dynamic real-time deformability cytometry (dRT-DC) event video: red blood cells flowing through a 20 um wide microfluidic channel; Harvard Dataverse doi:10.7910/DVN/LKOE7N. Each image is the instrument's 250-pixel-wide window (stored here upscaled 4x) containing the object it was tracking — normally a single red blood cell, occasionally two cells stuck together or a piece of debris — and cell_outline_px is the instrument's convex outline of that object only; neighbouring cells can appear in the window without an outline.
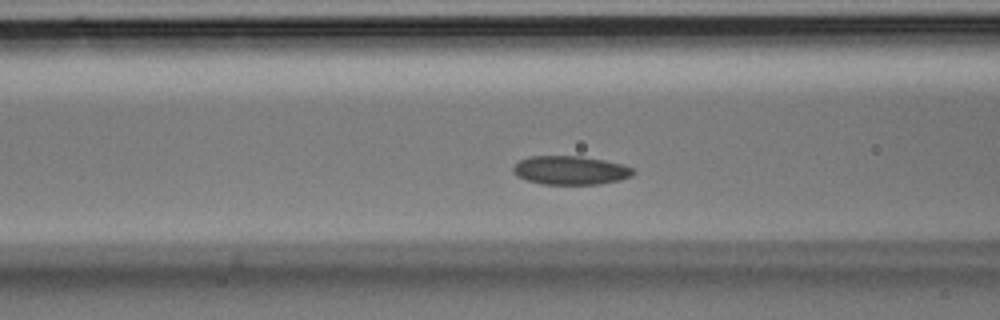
{"species": "Egyptian fruit bat (a non-hibernating species)", "species_latin": "Rousettus aegyptiacus", "temperature_condition": "room temperature", "stored_images_in_passage": 32, "camera_frame_rate_fps": 3000, "um_per_image_px": 0.085, "animal": {"sex": "male"}, "frame": {"image": 1, "passage_image": 9, "time_ms": 2.667, "image_size_px": [1000, 320], "cell_outline_px": [[636, 172], [632, 176], [620, 180], [600, 184], [540, 184], [516, 176], [512, 172], [512, 168], [520, 160], [528, 156], [580, 156], [604, 160], [620, 164], [632, 168]], "centroid_in_image_um": [48.47, 14.48], "position_along_channel_um": 118.1, "area_um2": 20.11}}
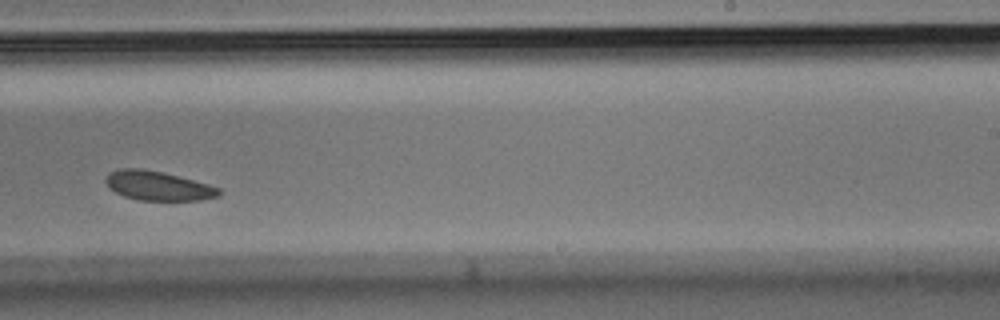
{"frame": {"image": 2, "passage_image": 18, "time_ms": 5.667, "image_size_px": [1000, 320], "cell_outline_px": [[220, 196], [200, 200], [140, 200], [124, 196], [116, 192], [104, 180], [108, 172], [120, 168], [144, 168], [208, 184], [220, 188]], "centroid_in_image_um": [13.42, 15.79], "position_along_channel_um": 275.6, "area_um2": 19.07}}
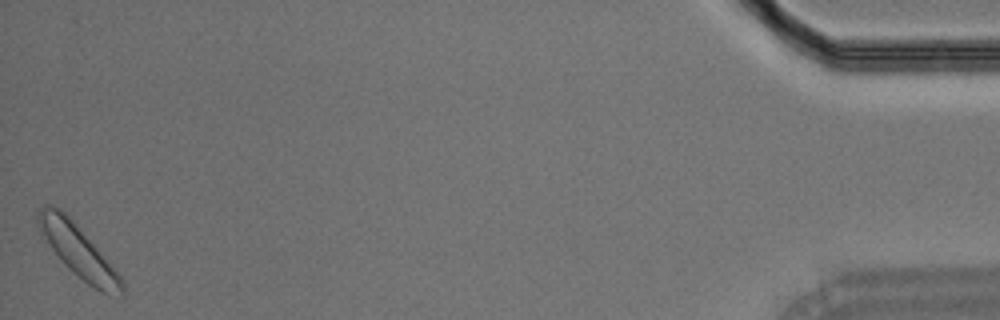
{"frame": {"image": 3, "passage_image": 32, "time_ms": 10.333, "image_size_px": [1000, 320], "cell_outline_px": [[124, 296], [100, 292], [92, 288], [72, 272], [60, 260], [40, 232], [36, 220], [36, 216], [44, 204], [48, 204], [60, 208], [76, 224], [120, 276], [124, 284]], "centroid_in_image_um": [6.62, 21.35], "position_along_channel_um": 428.6, "area_um2": 24.91}}